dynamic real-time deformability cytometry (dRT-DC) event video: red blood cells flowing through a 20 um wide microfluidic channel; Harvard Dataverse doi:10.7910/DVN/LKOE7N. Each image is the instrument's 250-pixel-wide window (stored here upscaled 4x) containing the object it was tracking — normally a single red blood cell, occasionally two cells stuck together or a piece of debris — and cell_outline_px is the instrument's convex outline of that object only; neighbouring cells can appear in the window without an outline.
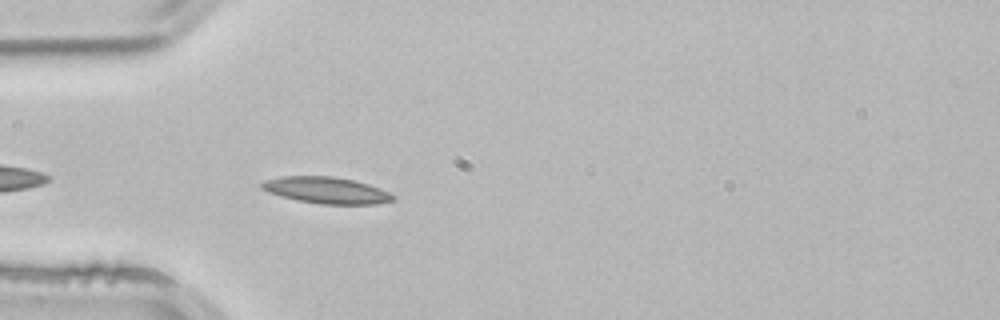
{"species": "common noctule bat (a hibernating species)", "species_latin": "Nyctalus noctula", "temperature_condition": "room temperature", "stored_images_in_passage": 4, "camera_frame_rate_fps": 3000, "um_per_image_px": 0.085, "animal": {"sex": "male", "body_mass_g": 21.5, "forearm_length_mm": 52.0}, "frame": {"image": 1, "passage_image": 4, "time_ms": 1.0, "image_size_px": [1000, 320], "cell_outline_px": [[396, 200], [376, 204], [320, 204], [296, 200], [280, 196], [268, 192], [260, 188], [260, 184], [264, 180], [284, 176], [332, 176], [356, 180], [380, 188], [396, 196]], "centroid_in_image_um": [27.75, 16.17], "position_along_channel_um": 57.2, "area_um2": 20.46}}